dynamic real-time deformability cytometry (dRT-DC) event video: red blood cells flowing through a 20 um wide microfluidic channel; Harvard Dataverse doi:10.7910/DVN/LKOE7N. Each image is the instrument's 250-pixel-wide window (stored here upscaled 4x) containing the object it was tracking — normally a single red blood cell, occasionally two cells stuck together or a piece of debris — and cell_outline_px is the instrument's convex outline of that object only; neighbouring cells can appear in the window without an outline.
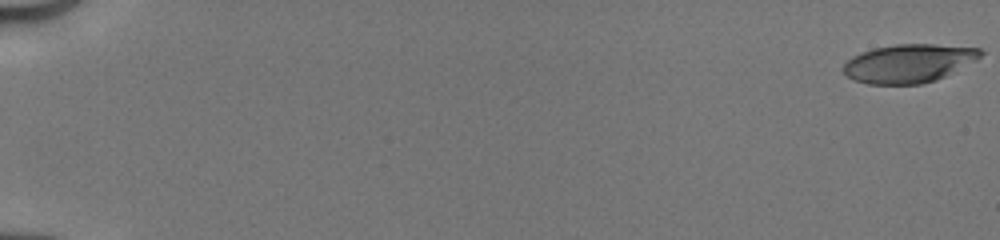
{"species": "human", "species_latin": "Homo sapiens", "temperature_condition": "cold", "stored_images_in_passage": 52, "camera_frame_rate_fps": 3000, "um_per_image_px": 0.085, "donor": {"sex": "male"}, "frame": {"image": 1, "passage_image": 1, "time_ms": 0.0, "image_size_px": [1000, 240], "cell_outline_px": [[984, 52], [976, 60], [936, 80], [920, 84], [868, 84], [856, 80], [848, 76], [844, 72], [844, 64], [852, 56], [876, 48], [896, 44], [936, 44], [980, 48]], "centroid_in_image_um": [77.27, 5.38], "position_along_channel_um": 7.7, "area_um2": 30.35}}
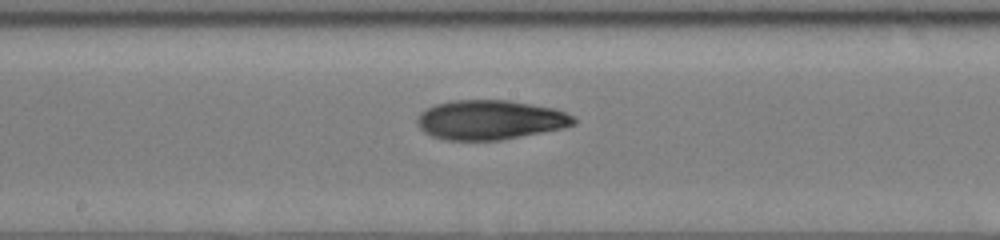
{"frame": {"image": 2, "passage_image": 30, "time_ms": 9.667, "image_size_px": [1000, 240], "cell_outline_px": [[576, 124], [564, 128], [500, 140], [444, 140], [432, 136], [424, 132], [416, 124], [416, 120], [420, 112], [436, 104], [452, 100], [508, 100], [556, 108], [576, 116]], "centroid_in_image_um": [41.68, 10.18], "position_along_channel_um": 206.5, "area_um2": 36.3}}
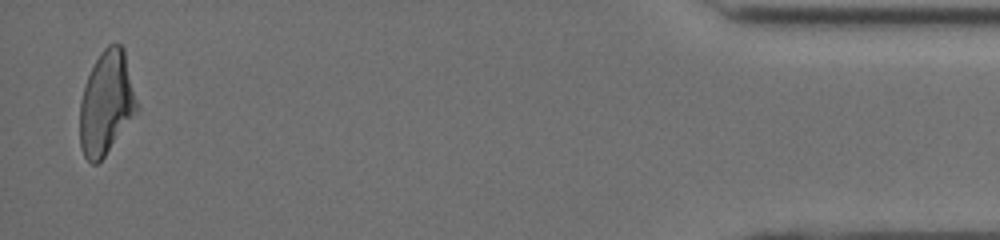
{"frame": {"image": 3, "passage_image": 51, "time_ms": 16.667, "image_size_px": [1000, 240], "cell_outline_px": [[140, 108], [104, 156], [96, 164], [92, 164], [84, 156], [80, 144], [80, 100], [84, 84], [100, 52], [108, 44], [120, 44], [124, 48]], "centroid_in_image_um": [9.06, 8.73], "position_along_channel_um": 426.1, "area_um2": 34.45}, "authors_computed_cell_mechanics": {"area_um2": 34.5355, "velocity_mm_per_s": 4.1613, "shape_relaxation_time_tau1_ms": 6.9774, "shape_relaxation_time_tau2_ms": 4.1208, "deformation_change_tau1": 0.2295, "deformation_change_tau2": 0.1194}}